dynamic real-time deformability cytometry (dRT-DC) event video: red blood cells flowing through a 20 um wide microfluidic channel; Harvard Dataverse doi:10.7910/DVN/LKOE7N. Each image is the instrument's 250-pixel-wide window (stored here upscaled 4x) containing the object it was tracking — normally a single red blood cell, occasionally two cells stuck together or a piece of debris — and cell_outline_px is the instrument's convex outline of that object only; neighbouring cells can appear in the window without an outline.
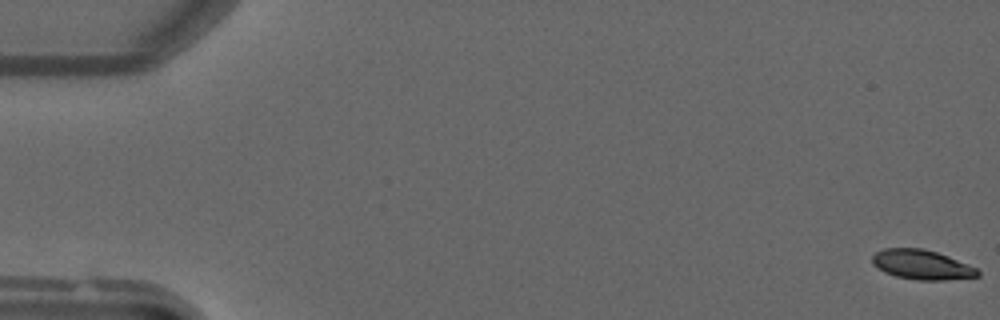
{"species": "common noctule bat (a hibernating species)", "species_latin": "Nyctalus noctula", "temperature_condition": "warm", "stored_images_in_passage": 51, "camera_frame_rate_fps": 3000, "um_per_image_px": 0.085, "animal": {"sex": "male", "forearm_length_mm": 52.5}, "frame": {"image": 1, "passage_image": 1, "time_ms": 0.0, "image_size_px": [1000, 320], "cell_outline_px": [[980, 276], [944, 280], [916, 280], [896, 276], [884, 272], [872, 264], [872, 256], [876, 252], [884, 248], [924, 248], [948, 256], [968, 264], [976, 268], [980, 272]], "centroid_in_image_um": [78.34, 22.5], "position_along_channel_um": 6.7, "area_um2": 18.21}}
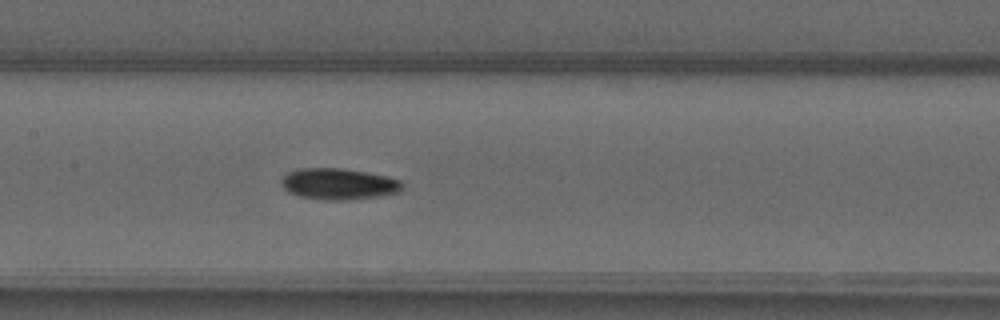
{"frame": {"image": 2, "passage_image": 25, "time_ms": 8.0, "image_size_px": [1000, 320], "cell_outline_px": [[404, 188], [400, 192], [376, 196], [348, 200], [324, 200], [300, 196], [288, 192], [280, 184], [280, 180], [288, 172], [300, 168], [340, 168], [364, 172], [384, 176], [400, 180]], "centroid_in_image_um": [28.75, 15.64], "position_along_channel_um": 178.7, "area_um2": 21.91}}
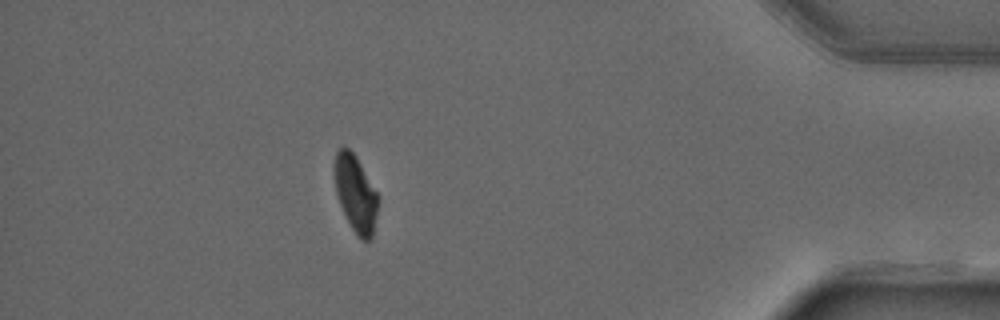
{"frame": {"image": 3, "passage_image": 45, "time_ms": 14.667, "image_size_px": [1000, 320], "cell_outline_px": [[380, 196], [372, 240], [360, 240], [356, 236], [340, 204], [336, 192], [336, 152], [340, 148], [348, 148], [356, 156]], "centroid_in_image_um": [30.29, 16.51], "position_along_channel_um": 404.9, "area_um2": 19.25}}